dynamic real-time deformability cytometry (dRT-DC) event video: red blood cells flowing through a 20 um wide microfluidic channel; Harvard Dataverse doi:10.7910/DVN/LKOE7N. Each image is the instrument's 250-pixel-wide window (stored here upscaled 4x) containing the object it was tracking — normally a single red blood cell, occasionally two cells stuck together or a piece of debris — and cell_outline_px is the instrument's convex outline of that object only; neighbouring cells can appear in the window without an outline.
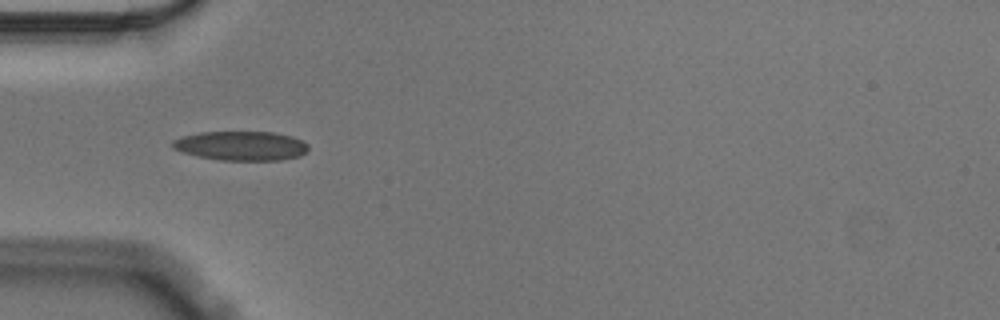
{"species": "Egyptian fruit bat (a non-hibernating species)", "species_latin": "Rousettus aegyptiacus", "temperature_condition": "cold", "stored_images_in_passage": 36, "camera_frame_rate_fps": 3000, "um_per_image_px": 0.085, "animal": {"sex": "male"}, "frame": {"image": 1, "passage_image": 2, "time_ms": 0.333, "image_size_px": [1000, 320], "cell_outline_px": [[308, 148], [300, 156], [280, 160], [220, 160], [200, 156], [184, 152], [172, 148], [172, 140], [184, 136], [200, 132], [272, 132], [292, 136], [308, 144]], "centroid_in_image_um": [20.5, 12.39], "position_along_channel_um": 64.5, "area_um2": 22.95}}
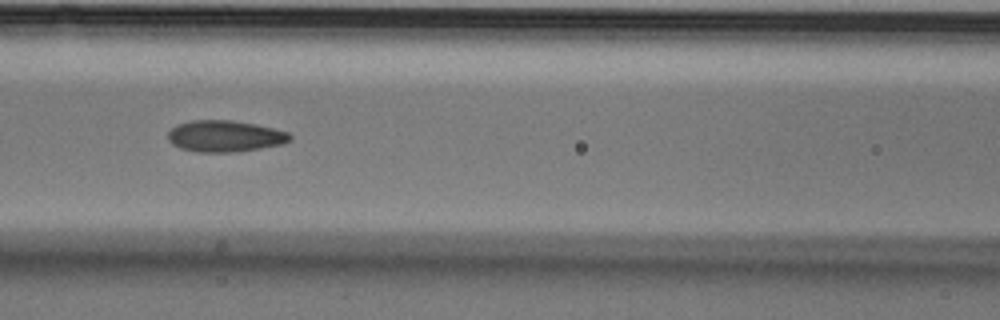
{"frame": {"image": 2, "passage_image": 9, "time_ms": 2.667, "image_size_px": [1000, 320], "cell_outline_px": [[292, 140], [280, 144], [260, 148], [236, 152], [196, 152], [180, 148], [172, 144], [168, 140], [168, 132], [176, 124], [192, 120], [232, 120], [256, 124], [288, 132], [292, 136]], "centroid_in_image_um": [19.09, 11.57], "position_along_channel_um": 147.5, "area_um2": 22.43}}
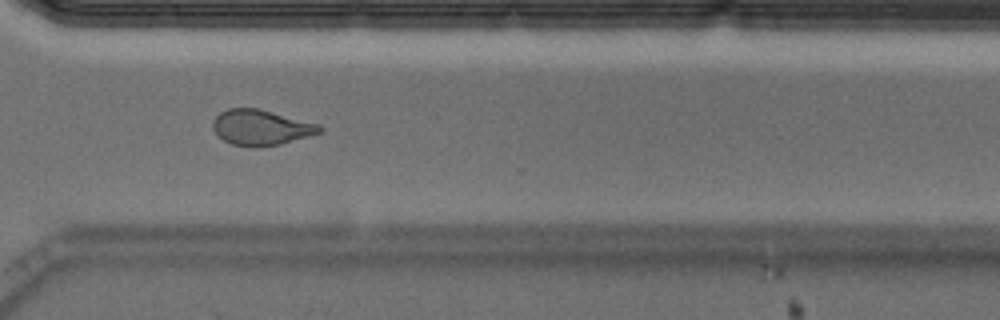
{"frame": {"image": 3, "passage_image": 26, "time_ms": 8.333, "image_size_px": [1000, 320], "cell_outline_px": [[324, 132], [280, 144], [260, 148], [248, 148], [232, 144], [224, 140], [212, 128], [212, 124], [216, 116], [220, 112], [228, 108], [256, 108], [320, 124], [324, 128]], "centroid_in_image_um": [22.21, 10.85], "position_along_channel_um": 348.4, "area_um2": 22.25}, "authors_computed_cell_mechanics": {"area_um2": 22.1374, "velocity_mm_per_s": 3.551, "shape_relaxation_time_tau1_ms": 9.0499, "shape_relaxation_time_tau2_ms": 2.1622, "deformation_change_tau1": 0.2077, "deformation_change_tau2": 0.0783}}